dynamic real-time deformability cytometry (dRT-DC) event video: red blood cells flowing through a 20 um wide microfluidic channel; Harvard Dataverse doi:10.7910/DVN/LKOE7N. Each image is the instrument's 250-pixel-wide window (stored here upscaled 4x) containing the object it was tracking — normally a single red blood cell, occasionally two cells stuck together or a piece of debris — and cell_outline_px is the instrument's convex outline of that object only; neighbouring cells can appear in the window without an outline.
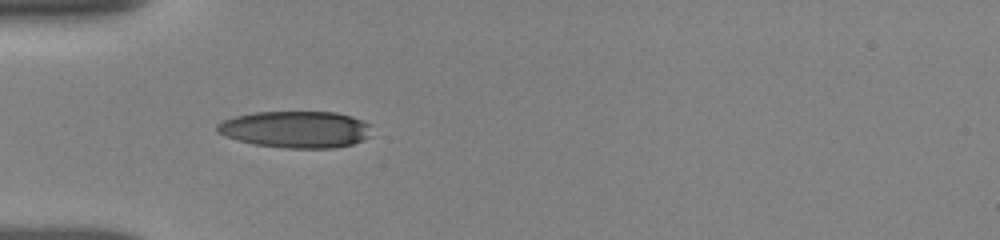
{"species": "human", "species_latin": "Homo sapiens", "temperature_condition": "room temperature", "stored_images_in_passage": 47, "camera_frame_rate_fps": 3000, "um_per_image_px": 0.085, "donor": {"sex": "female"}, "frame": {"image": 1, "passage_image": 1, "time_ms": 0.0, "image_size_px": [1000, 240], "cell_outline_px": [[372, 136], [364, 140], [352, 144], [332, 148], [284, 148], [256, 144], [224, 136], [216, 132], [216, 124], [224, 120], [236, 116], [256, 112], [336, 112], [352, 116], [368, 124]], "centroid_in_image_um": [25.15, 11.0], "position_along_channel_um": 59.8, "area_um2": 33.06}}
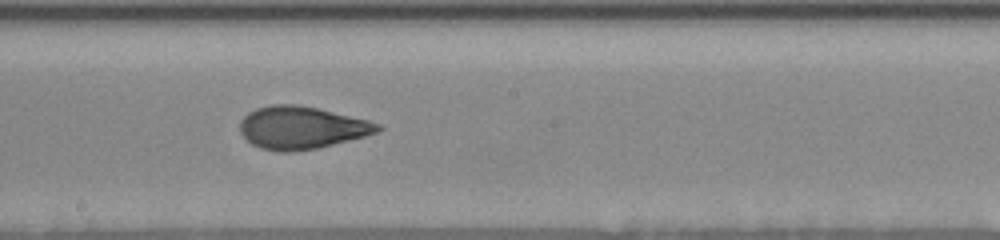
{"frame": {"image": 2, "passage_image": 28, "time_ms": 4.333, "image_size_px": [1000, 240], "cell_outline_px": [[384, 128], [376, 132], [364, 136], [316, 148], [288, 152], [280, 152], [260, 148], [252, 144], [240, 132], [240, 120], [248, 112], [256, 108], [272, 104], [296, 104], [316, 108], [368, 120], [380, 124]], "centroid_in_image_um": [25.6, 10.84], "position_along_channel_um": 222.6, "area_um2": 33.87}}
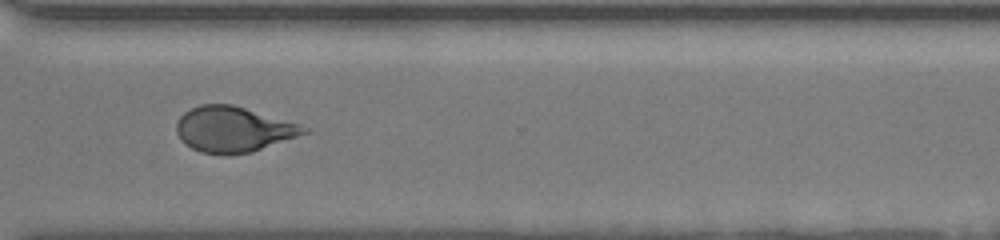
{"frame": {"image": 3, "passage_image": 46, "time_ms": 7.667, "image_size_px": [1000, 240], "cell_outline_px": [[308, 132], [252, 152], [224, 156], [220, 156], [200, 152], [184, 144], [180, 140], [176, 132], [176, 124], [180, 116], [184, 112], [200, 104], [232, 104], [296, 124], [308, 128]], "centroid_in_image_um": [19.74, 11.02], "position_along_channel_um": 350.9, "area_um2": 33.58}}